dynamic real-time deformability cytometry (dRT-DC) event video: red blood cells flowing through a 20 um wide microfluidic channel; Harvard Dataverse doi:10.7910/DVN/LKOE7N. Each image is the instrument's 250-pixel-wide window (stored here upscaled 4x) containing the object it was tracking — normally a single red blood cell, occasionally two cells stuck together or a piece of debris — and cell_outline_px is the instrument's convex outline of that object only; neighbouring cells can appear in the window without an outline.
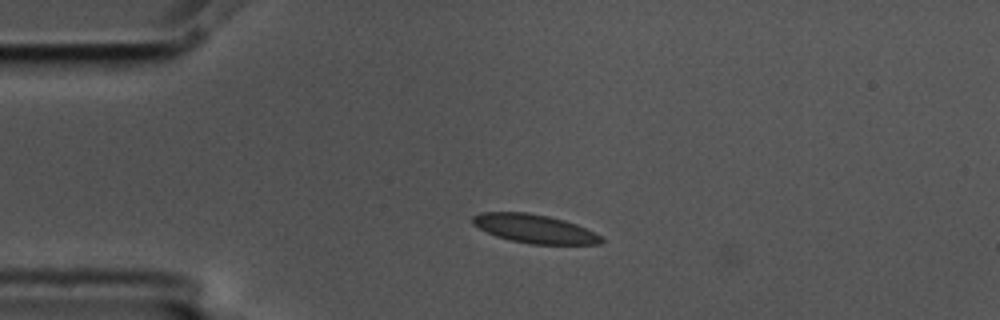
{"species": "common noctule bat (a hibernating species)", "species_latin": "Nyctalus noctula", "temperature_condition": "cold", "stored_images_in_passage": 45, "camera_frame_rate_fps": 3000, "um_per_image_px": 0.085, "animal": {"sex": "male", "body_mass_g": 17.5, "forearm_length_mm": 52.3}, "frame": {"image": 1, "passage_image": 1, "time_ms": 0.0, "image_size_px": [1000, 320], "cell_outline_px": [[604, 240], [600, 244], [532, 244], [512, 240], [496, 236], [472, 224], [472, 216], [480, 212], [528, 212], [548, 216], [564, 220], [576, 224], [600, 236]], "centroid_in_image_um": [45.4, 19.43], "position_along_channel_um": 39.6, "area_um2": 21.21}}
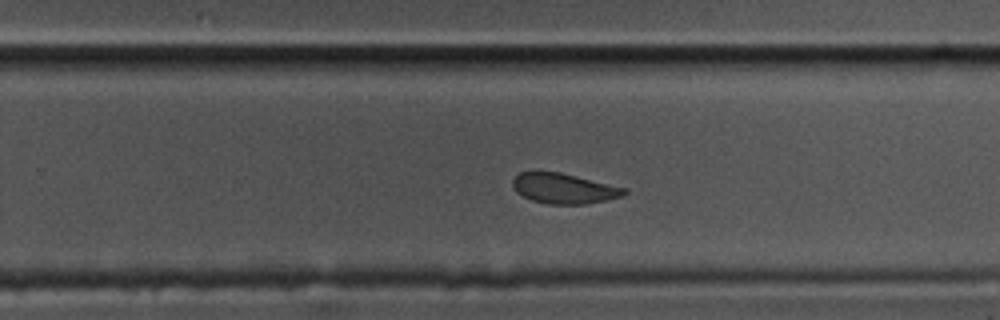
{"frame": {"image": 2, "passage_image": 24, "time_ms": 7.667, "image_size_px": [1000, 320], "cell_outline_px": [[628, 192], [624, 196], [608, 200], [584, 204], [548, 204], [532, 200], [516, 192], [512, 184], [512, 180], [520, 172], [560, 172], [628, 188]], "centroid_in_image_um": [47.98, 16.02], "position_along_channel_um": 281.8, "area_um2": 19.71}}
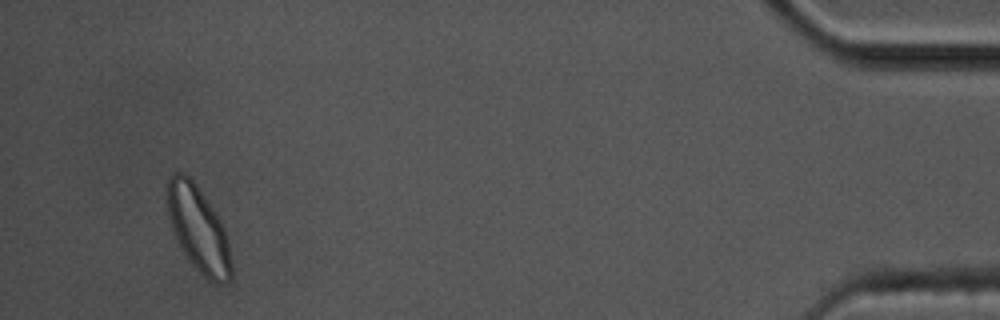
{"frame": {"image": 3, "passage_image": 42, "time_ms": 13.667, "image_size_px": [1000, 320], "cell_outline_px": [[232, 276], [224, 284], [216, 284], [208, 280], [188, 260], [172, 228], [168, 216], [168, 180], [172, 172], [184, 172], [196, 184], [220, 220], [228, 236], [232, 264]], "centroid_in_image_um": [16.89, 19.5], "position_along_channel_um": 418.3, "area_um2": 31.67}, "authors_computed_cell_mechanics": {"area_um2": 21.3282, "velocity_mm_per_s": 3.5202, "shape_relaxation_time_tau1_ms": 4.8418, "shape_relaxation_time_tau2_ms": 1.6683, "deformation_change_tau1": 0.1099, "deformation_change_tau2": 0.078}}